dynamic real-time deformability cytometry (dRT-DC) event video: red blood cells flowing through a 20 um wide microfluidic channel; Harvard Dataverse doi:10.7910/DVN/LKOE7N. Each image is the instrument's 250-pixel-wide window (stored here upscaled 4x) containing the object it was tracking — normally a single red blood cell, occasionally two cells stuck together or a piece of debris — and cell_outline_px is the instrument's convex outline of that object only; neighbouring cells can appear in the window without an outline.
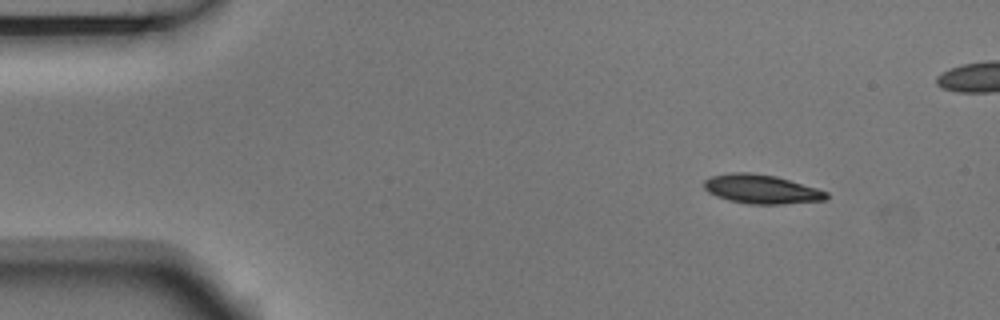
{"species": "Egyptian fruit bat (a non-hibernating species)", "species_latin": "Rousettus aegyptiacus", "temperature_condition": "room temperature", "stored_images_in_passage": 5, "camera_frame_rate_fps": 3000, "um_per_image_px": 0.085, "animal": {"sex": "male"}, "frame": {"image": 1, "passage_image": 1, "time_ms": 0.0, "image_size_px": [1000, 320], "cell_outline_px": [[828, 196], [824, 200], [784, 204], [748, 204], [728, 200], [716, 196], [708, 192], [704, 188], [704, 180], [712, 176], [728, 172], [752, 172], [776, 176], [816, 188], [828, 192]], "centroid_in_image_um": [64.69, 16.07], "position_along_channel_um": 20.3, "area_um2": 20.75}}
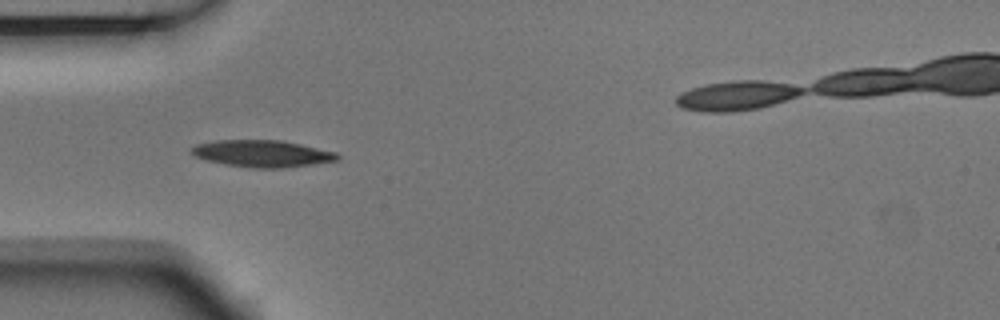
{"frame": {"image": 2, "passage_image": 4, "time_ms": 1.0, "image_size_px": [1000, 320], "cell_outline_px": [[340, 160], [284, 168], [252, 168], [224, 164], [208, 160], [196, 156], [188, 152], [196, 144], [216, 140], [284, 140], [336, 152], [340, 156]], "centroid_in_image_um": [22.31, 13.05], "position_along_channel_um": 62.7, "area_um2": 22.95}}
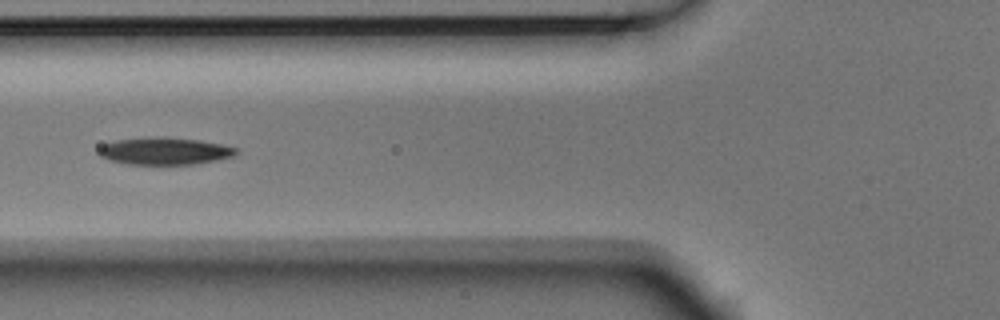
{"frame": {"image": 3, "passage_image": 5, "time_ms": 1.333, "image_size_px": [1000, 320], "cell_outline_px": [[240, 152], [232, 156], [216, 160], [196, 164], [128, 164], [108, 160], [100, 156], [96, 152], [104, 144], [116, 140], [156, 136], [164, 136], [200, 140], [220, 144], [236, 148]], "centroid_in_image_um": [13.97, 12.83], "position_along_channel_um": 111.8, "area_um2": 21.91}}